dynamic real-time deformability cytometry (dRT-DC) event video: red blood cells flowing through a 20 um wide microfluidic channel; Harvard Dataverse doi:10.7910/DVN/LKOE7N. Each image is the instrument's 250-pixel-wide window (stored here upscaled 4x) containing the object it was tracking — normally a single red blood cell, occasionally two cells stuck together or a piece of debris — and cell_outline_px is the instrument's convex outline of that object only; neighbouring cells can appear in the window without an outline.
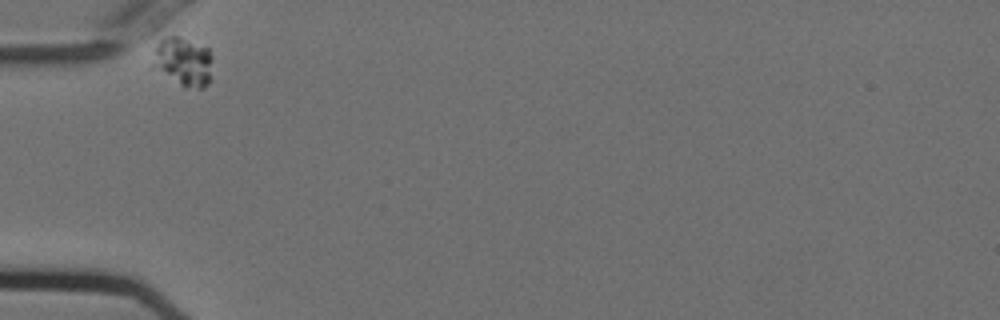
{"species": "Egyptian fruit bat (a non-hibernating species)", "species_latin": "Rousettus aegyptiacus", "temperature_condition": "cold", "stored_images_in_passage": 34, "camera_frame_rate_fps": 3000, "um_per_image_px": 0.085, "animal": {"sex": "female"}, "frame": {"image": 1, "passage_image": 1, "time_ms": 0.0, "image_size_px": [1000, 320], "cell_outline_px": [[212, 60], [208, 84], [204, 88], [184, 88], [148, 68], [156, 48], [160, 40], [168, 36], [180, 36], [208, 48], [212, 56]], "centroid_in_image_um": [15.51, 5.28], "position_along_channel_um": 69.5, "area_um2": 17.63}}
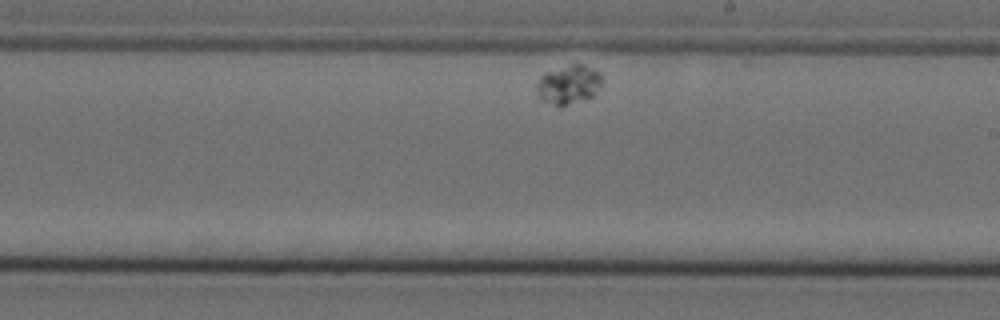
{"frame": {"image": 2, "passage_image": 20, "time_ms": 6.333, "image_size_px": [1000, 320], "cell_outline_px": [[604, 84], [592, 96], [560, 108], [540, 100], [536, 88], [536, 84], [540, 76], [544, 72], [572, 60], [576, 60], [600, 72], [604, 80]], "centroid_in_image_um": [48.34, 7.13], "position_along_channel_um": 240.7, "area_um2": 15.95}}
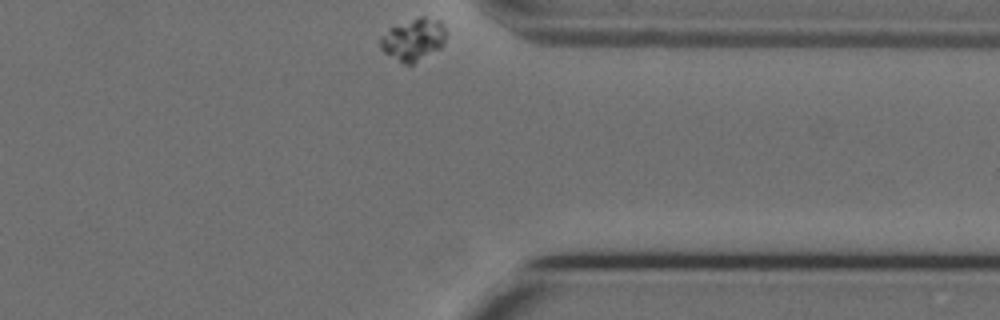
{"frame": {"image": 3, "passage_image": 34, "time_ms": 11.0, "image_size_px": [1000, 320], "cell_outline_px": [[444, 44], [440, 48], [412, 64], [404, 64], [384, 52], [380, 48], [380, 36], [388, 28], [420, 16], [424, 16], [440, 20], [444, 28]], "centroid_in_image_um": [35.11, 3.35], "position_along_channel_um": 376.3, "area_um2": 16.01}}